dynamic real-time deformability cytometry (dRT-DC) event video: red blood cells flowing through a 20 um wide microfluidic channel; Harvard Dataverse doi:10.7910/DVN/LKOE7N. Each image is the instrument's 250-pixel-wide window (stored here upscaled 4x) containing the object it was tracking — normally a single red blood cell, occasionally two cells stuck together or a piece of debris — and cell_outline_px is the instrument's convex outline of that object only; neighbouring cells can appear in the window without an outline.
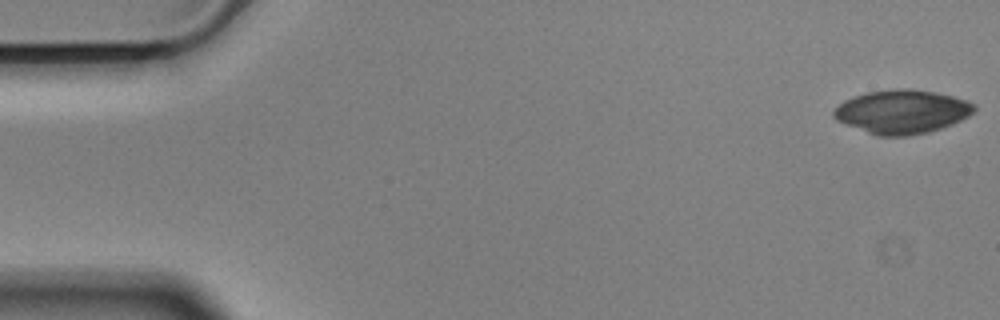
{"species": "Egyptian fruit bat (a non-hibernating species)", "species_latin": "Rousettus aegyptiacus", "temperature_condition": "cold", "stored_images_in_passage": 9, "camera_frame_rate_fps": 3000, "um_per_image_px": 0.085, "animal": {"sex": "male"}, "frame": {"image": 1, "passage_image": 1, "time_ms": 0.0, "image_size_px": [1000, 320], "cell_outline_px": [[976, 108], [968, 116], [952, 124], [928, 132], [908, 136], [876, 136], [836, 120], [832, 116], [832, 112], [844, 100], [868, 92], [904, 88], [908, 88], [936, 92], [952, 96], [964, 100], [972, 104]], "centroid_in_image_um": [76.64, 9.5], "position_along_channel_um": 8.4, "area_um2": 35.43}}